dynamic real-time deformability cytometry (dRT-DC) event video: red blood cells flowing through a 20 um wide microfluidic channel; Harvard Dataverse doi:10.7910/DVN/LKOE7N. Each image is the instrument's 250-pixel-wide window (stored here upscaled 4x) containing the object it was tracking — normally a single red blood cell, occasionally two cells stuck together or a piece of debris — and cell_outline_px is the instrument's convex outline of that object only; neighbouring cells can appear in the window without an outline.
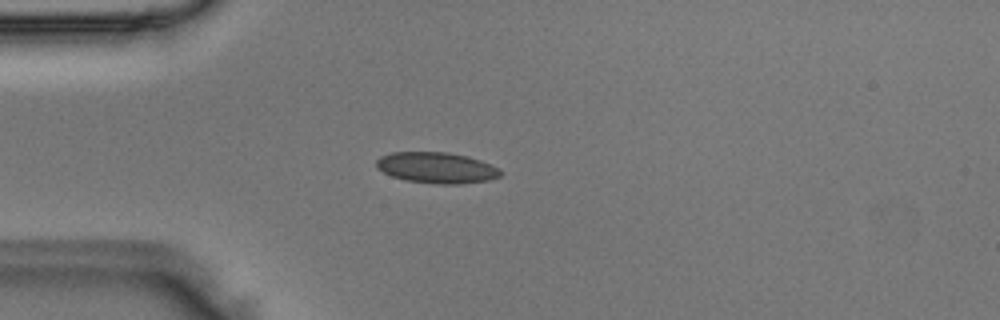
{"species": "Egyptian fruit bat (a non-hibernating species)", "species_latin": "Rousettus aegyptiacus", "temperature_condition": "room temperature", "stored_images_in_passage": 3, "camera_frame_rate_fps": 3000, "um_per_image_px": 0.085, "animal": {"sex": "male"}, "frame": {"image": 1, "passage_image": 3, "time_ms": 0.667, "image_size_px": [1000, 320], "cell_outline_px": [[504, 172], [500, 176], [488, 180], [460, 184], [440, 184], [408, 180], [392, 176], [376, 168], [376, 160], [380, 156], [392, 152], [448, 152], [468, 156], [480, 160], [500, 168]], "centroid_in_image_um": [37.14, 14.25], "position_along_channel_um": 47.9, "area_um2": 22.43}}